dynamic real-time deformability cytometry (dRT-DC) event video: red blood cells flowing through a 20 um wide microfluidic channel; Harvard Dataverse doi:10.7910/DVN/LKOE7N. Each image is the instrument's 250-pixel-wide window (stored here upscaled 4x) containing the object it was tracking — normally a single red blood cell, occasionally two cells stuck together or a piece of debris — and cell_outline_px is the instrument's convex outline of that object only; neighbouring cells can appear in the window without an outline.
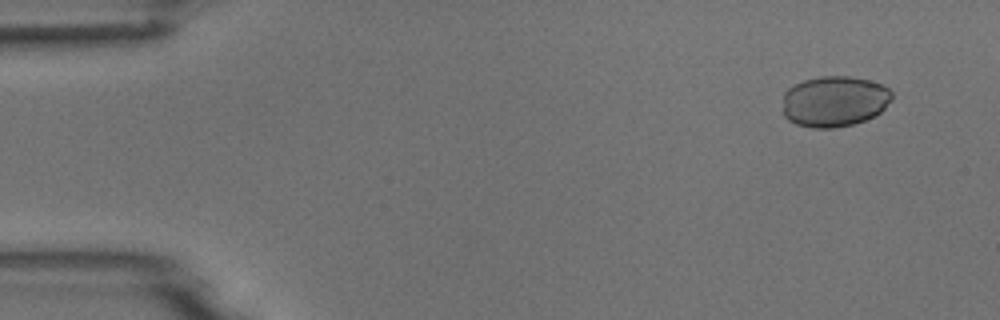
{"species": "common noctule bat (a hibernating species)", "species_latin": "Nyctalus noctula", "temperature_condition": "room temperature", "stored_images_in_passage": 5, "camera_frame_rate_fps": 3000, "um_per_image_px": 0.085, "animal": {"sex": "male", "body_mass_g": 18.8}, "frame": {"image": 1, "passage_image": 1, "time_ms": 0.0, "image_size_px": [1000, 320], "cell_outline_px": [[892, 100], [876, 116], [852, 124], [836, 128], [812, 128], [796, 124], [788, 120], [784, 116], [784, 92], [788, 88], [804, 80], [820, 76], [848, 76], [868, 80], [880, 84], [888, 88], [892, 92]], "centroid_in_image_um": [70.93, 8.62], "position_along_channel_um": 14.1, "area_um2": 32.43}}
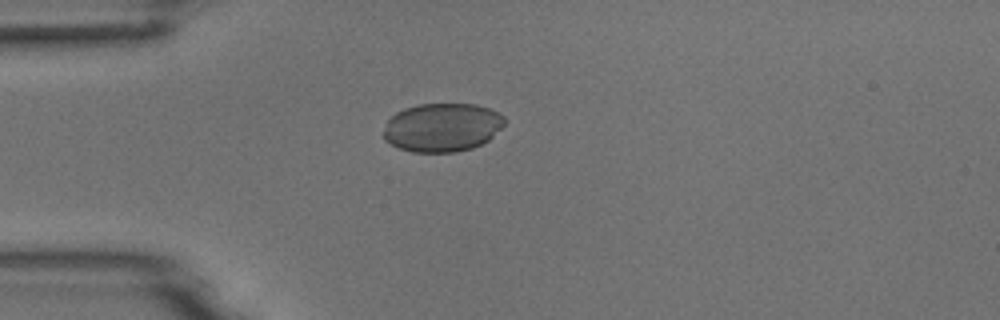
{"frame": {"image": 2, "passage_image": 4, "time_ms": 3.333, "image_size_px": [1000, 320], "cell_outline_px": [[504, 124], [488, 140], [472, 148], [456, 152], [412, 152], [400, 148], [384, 140], [384, 128], [388, 120], [396, 112], [404, 108], [420, 104], [476, 104], [488, 108], [504, 116]], "centroid_in_image_um": [37.57, 10.83], "position_along_channel_um": 47.4, "area_um2": 34.1}}